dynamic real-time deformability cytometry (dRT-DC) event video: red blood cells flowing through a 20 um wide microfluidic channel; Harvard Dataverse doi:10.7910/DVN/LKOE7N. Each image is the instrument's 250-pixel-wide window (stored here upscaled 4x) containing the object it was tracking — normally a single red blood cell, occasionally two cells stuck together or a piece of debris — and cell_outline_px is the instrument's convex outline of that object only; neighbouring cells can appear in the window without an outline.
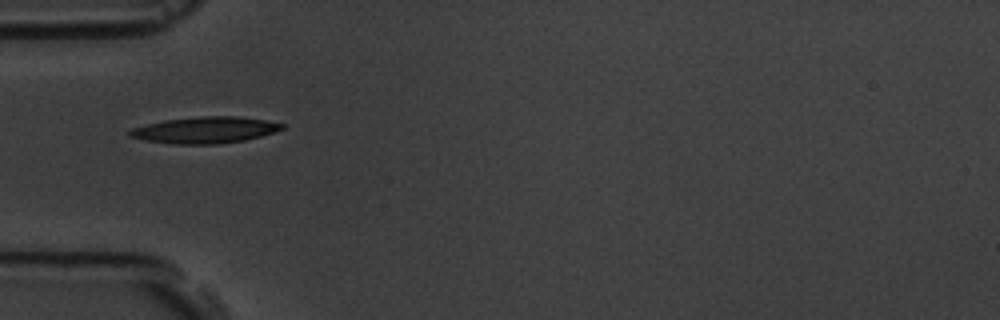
{"species": "common noctule bat (a hibernating species)", "species_latin": "Nyctalus noctula", "temperature_condition": "room temperature", "stored_images_in_passage": 9, "camera_frame_rate_fps": 3000, "um_per_image_px": 0.085, "animal": {"sex": "male", "body_mass_g": 19.5, "forearm_length_mm": 54.6}, "frame": {"image": 1, "passage_image": 6, "time_ms": 6.0, "image_size_px": [1000, 320], "cell_outline_px": [[284, 128], [260, 136], [244, 140], [220, 144], [172, 144], [144, 140], [128, 136], [128, 132], [132, 128], [164, 120], [200, 116], [240, 116], [264, 120], [284, 124]], "centroid_in_image_um": [17.4, 11.05], "position_along_channel_um": 67.6, "area_um2": 23.35}}
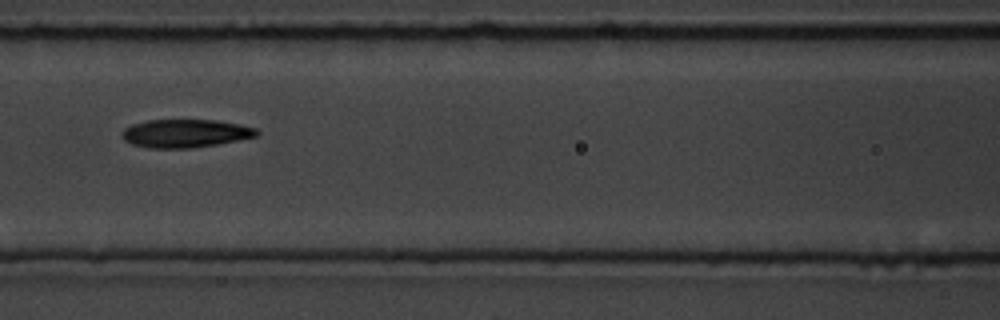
{"frame": {"image": 2, "passage_image": 8, "time_ms": 8.333, "image_size_px": [1000, 320], "cell_outline_px": [[260, 132], [256, 136], [240, 140], [192, 148], [148, 148], [132, 144], [124, 140], [120, 132], [124, 128], [132, 124], [148, 120], [216, 120], [240, 124], [256, 128]], "centroid_in_image_um": [15.74, 11.33], "position_along_channel_um": 150.9, "area_um2": 22.25}}
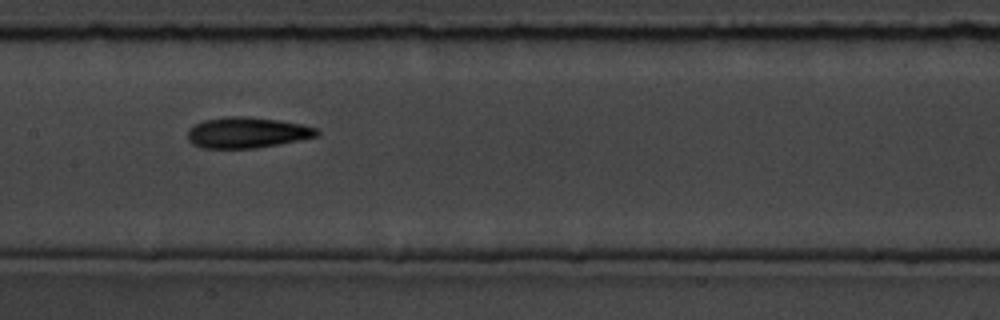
{"frame": {"image": 3, "passage_image": 9, "time_ms": 9.333, "image_size_px": [1000, 320], "cell_outline_px": [[320, 132], [316, 136], [300, 140], [256, 148], [200, 148], [192, 144], [188, 140], [188, 128], [192, 124], [204, 120], [228, 116], [244, 116], [280, 120], [304, 124], [316, 128]], "centroid_in_image_um": [20.97, 11.26], "position_along_channel_um": 186.4, "area_um2": 23.41}}